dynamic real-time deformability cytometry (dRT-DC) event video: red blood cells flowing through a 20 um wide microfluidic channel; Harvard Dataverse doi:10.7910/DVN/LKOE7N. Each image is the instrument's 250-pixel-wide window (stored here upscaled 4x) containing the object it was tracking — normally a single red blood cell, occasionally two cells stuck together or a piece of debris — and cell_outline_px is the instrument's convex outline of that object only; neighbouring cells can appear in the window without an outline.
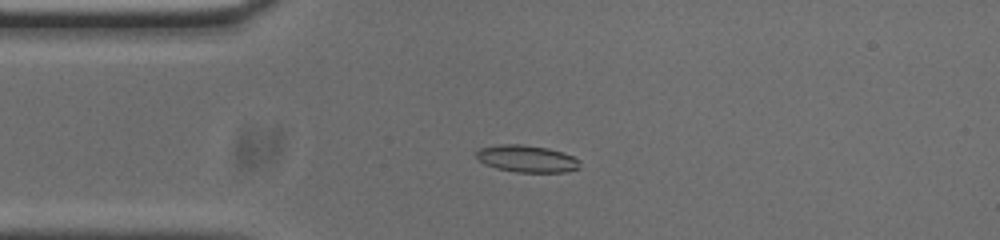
{"species": "common noctule bat (a hibernating species)", "species_latin": "Nyctalus noctula", "temperature_condition": "cold", "stored_images_in_passage": 53, "camera_frame_rate_fps": 3000, "um_per_image_px": 0.085, "animal": {"sex": "male", "body_mass_g": 20.0, "forearm_length_mm": 53.3}, "frame": {"image": 1, "passage_image": 12, "time_ms": 3.667, "image_size_px": [1000, 240], "cell_outline_px": [[580, 168], [564, 172], [516, 172], [496, 168], [484, 164], [476, 156], [476, 152], [480, 148], [500, 144], [520, 144], [548, 148], [572, 156], [580, 160]], "centroid_in_image_um": [44.78, 13.49], "position_along_channel_um": 40.2, "area_um2": 16.24}}
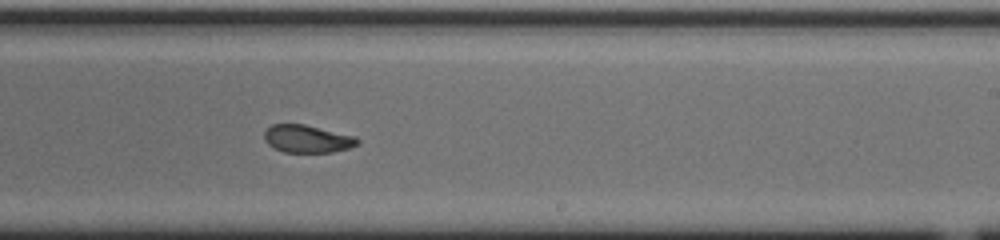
{"frame": {"image": 2, "passage_image": 31, "time_ms": 10.0, "image_size_px": [1000, 240], "cell_outline_px": [[360, 144], [348, 148], [332, 152], [284, 152], [268, 144], [264, 140], [264, 132], [272, 124], [304, 124], [356, 136], [360, 140]], "centroid_in_image_um": [26.14, 11.8], "position_along_channel_um": 262.9, "area_um2": 15.03}}
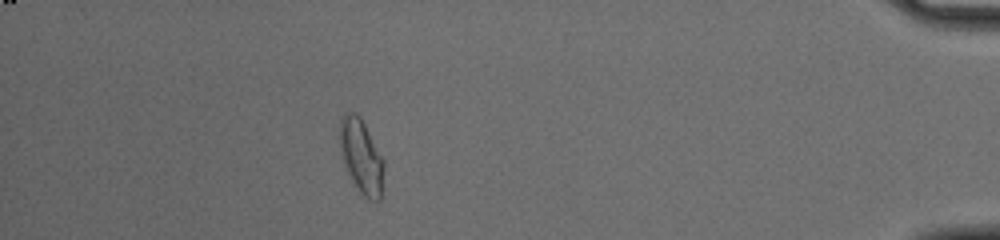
{"frame": {"image": 3, "passage_image": 47, "time_ms": 15.333, "image_size_px": [1000, 240], "cell_outline_px": [[384, 164], [380, 200], [368, 200], [352, 184], [344, 164], [340, 148], [340, 120], [348, 112], [356, 112], [360, 116], [384, 160]], "centroid_in_image_um": [30.7, 13.31], "position_along_channel_um": 404.5, "area_um2": 18.96}, "authors_computed_cell_mechanics": {"area_um2": 15.895, "velocity_mm_per_s": 3.7771, "shape_relaxation_time_tau1_ms": 5.4675, "shape_relaxation_time_tau2_ms": 1.583, "deformation_change_tau1": 0.1441, "deformation_change_tau2": 0.0505}}